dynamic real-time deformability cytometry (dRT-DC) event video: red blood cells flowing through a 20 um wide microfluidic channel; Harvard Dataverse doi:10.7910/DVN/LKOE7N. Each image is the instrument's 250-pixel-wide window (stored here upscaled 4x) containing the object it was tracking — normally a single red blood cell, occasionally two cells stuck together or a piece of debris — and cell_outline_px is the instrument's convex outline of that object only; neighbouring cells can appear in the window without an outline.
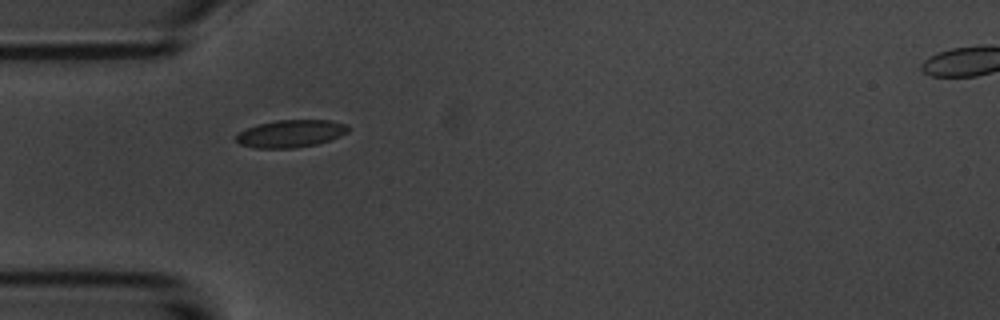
{"species": "common noctule bat (a hibernating species)", "species_latin": "Nyctalus noctula", "temperature_condition": "room temperature", "stored_images_in_passage": 1, "camera_frame_rate_fps": 3000, "um_per_image_px": 0.085, "animal": {"sex": "male", "body_mass_g": 20.1, "forearm_length_mm": 53.5}, "frame": {"image": 1, "passage_image": 1, "time_ms": 0.0, "image_size_px": [1000, 320], "cell_outline_px": [[348, 132], [340, 136], [316, 144], [292, 148], [256, 148], [240, 144], [236, 140], [236, 132], [260, 124], [276, 120], [328, 120], [348, 124]], "centroid_in_image_um": [24.7, 11.35], "position_along_channel_um": 60.3, "area_um2": 17.8}}